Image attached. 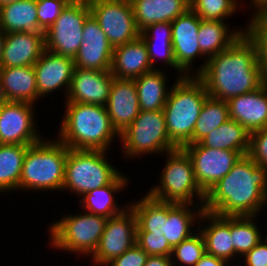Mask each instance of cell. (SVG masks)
Instances as JSON below:
<instances>
[{"mask_svg":"<svg viewBox=\"0 0 267 266\" xmlns=\"http://www.w3.org/2000/svg\"><path fill=\"white\" fill-rule=\"evenodd\" d=\"M197 77L209 96L223 101L256 90L266 82L256 47L245 33L225 51L209 57Z\"/></svg>","mask_w":267,"mask_h":266,"instance_id":"6da1fadb","label":"cell"},{"mask_svg":"<svg viewBox=\"0 0 267 266\" xmlns=\"http://www.w3.org/2000/svg\"><path fill=\"white\" fill-rule=\"evenodd\" d=\"M267 205V168L244 155L206 193L204 210L219 216H257Z\"/></svg>","mask_w":267,"mask_h":266,"instance_id":"7a4b0ae2","label":"cell"},{"mask_svg":"<svg viewBox=\"0 0 267 266\" xmlns=\"http://www.w3.org/2000/svg\"><path fill=\"white\" fill-rule=\"evenodd\" d=\"M57 139L69 149L109 150L119 134L113 128L106 107L66 102Z\"/></svg>","mask_w":267,"mask_h":266,"instance_id":"3957f363","label":"cell"},{"mask_svg":"<svg viewBox=\"0 0 267 266\" xmlns=\"http://www.w3.org/2000/svg\"><path fill=\"white\" fill-rule=\"evenodd\" d=\"M175 80L163 112L170 141L182 148L193 144L195 123L209 94L197 76L177 77Z\"/></svg>","mask_w":267,"mask_h":266,"instance_id":"277c9868","label":"cell"},{"mask_svg":"<svg viewBox=\"0 0 267 266\" xmlns=\"http://www.w3.org/2000/svg\"><path fill=\"white\" fill-rule=\"evenodd\" d=\"M67 155L68 148L57 138L54 141L53 138H43L40 142L28 146L18 191H61Z\"/></svg>","mask_w":267,"mask_h":266,"instance_id":"5b68a950","label":"cell"},{"mask_svg":"<svg viewBox=\"0 0 267 266\" xmlns=\"http://www.w3.org/2000/svg\"><path fill=\"white\" fill-rule=\"evenodd\" d=\"M163 156L167 160L159 175V182L146 194L161 202L204 206L206 194L196 182L188 154L182 148H177ZM196 200L198 203H195Z\"/></svg>","mask_w":267,"mask_h":266,"instance_id":"8992f818","label":"cell"},{"mask_svg":"<svg viewBox=\"0 0 267 266\" xmlns=\"http://www.w3.org/2000/svg\"><path fill=\"white\" fill-rule=\"evenodd\" d=\"M82 212L61 216L49 225L48 243L51 248L90 258L99 244L108 218Z\"/></svg>","mask_w":267,"mask_h":266,"instance_id":"52a82bcc","label":"cell"},{"mask_svg":"<svg viewBox=\"0 0 267 266\" xmlns=\"http://www.w3.org/2000/svg\"><path fill=\"white\" fill-rule=\"evenodd\" d=\"M107 151L69 149L62 190L77 197L111 184L122 172L109 162Z\"/></svg>","mask_w":267,"mask_h":266,"instance_id":"ba28073f","label":"cell"},{"mask_svg":"<svg viewBox=\"0 0 267 266\" xmlns=\"http://www.w3.org/2000/svg\"><path fill=\"white\" fill-rule=\"evenodd\" d=\"M126 159L159 154L177 149L167 133L163 110L140 111L133 122L119 134Z\"/></svg>","mask_w":267,"mask_h":266,"instance_id":"9c48e42d","label":"cell"},{"mask_svg":"<svg viewBox=\"0 0 267 266\" xmlns=\"http://www.w3.org/2000/svg\"><path fill=\"white\" fill-rule=\"evenodd\" d=\"M90 15L88 0H71L45 31V50L75 58L83 39V26Z\"/></svg>","mask_w":267,"mask_h":266,"instance_id":"30bf717a","label":"cell"},{"mask_svg":"<svg viewBox=\"0 0 267 266\" xmlns=\"http://www.w3.org/2000/svg\"><path fill=\"white\" fill-rule=\"evenodd\" d=\"M88 3L90 14L96 19L113 48L140 36L130 0H88Z\"/></svg>","mask_w":267,"mask_h":266,"instance_id":"8fae6325","label":"cell"},{"mask_svg":"<svg viewBox=\"0 0 267 266\" xmlns=\"http://www.w3.org/2000/svg\"><path fill=\"white\" fill-rule=\"evenodd\" d=\"M182 149L190 157L196 182L205 194L244 156L239 151L213 149L200 142L187 144Z\"/></svg>","mask_w":267,"mask_h":266,"instance_id":"7c38bea8","label":"cell"},{"mask_svg":"<svg viewBox=\"0 0 267 266\" xmlns=\"http://www.w3.org/2000/svg\"><path fill=\"white\" fill-rule=\"evenodd\" d=\"M137 221L128 206L121 214L108 218L99 244L90 256L95 266H106L136 244Z\"/></svg>","mask_w":267,"mask_h":266,"instance_id":"4fadbf2b","label":"cell"},{"mask_svg":"<svg viewBox=\"0 0 267 266\" xmlns=\"http://www.w3.org/2000/svg\"><path fill=\"white\" fill-rule=\"evenodd\" d=\"M200 21L201 18L189 8L171 22L174 57L178 68L186 76H197L207 64L208 58L201 52L198 43ZM197 57H205V61L193 71L192 66Z\"/></svg>","mask_w":267,"mask_h":266,"instance_id":"5bb4252c","label":"cell"},{"mask_svg":"<svg viewBox=\"0 0 267 266\" xmlns=\"http://www.w3.org/2000/svg\"><path fill=\"white\" fill-rule=\"evenodd\" d=\"M34 104L8 101L0 106V144L33 145L44 137L37 130Z\"/></svg>","mask_w":267,"mask_h":266,"instance_id":"9a60e30c","label":"cell"},{"mask_svg":"<svg viewBox=\"0 0 267 266\" xmlns=\"http://www.w3.org/2000/svg\"><path fill=\"white\" fill-rule=\"evenodd\" d=\"M113 47L100 28L96 19L90 14L83 26V39L74 66L82 69L110 71Z\"/></svg>","mask_w":267,"mask_h":266,"instance_id":"2e32d148","label":"cell"},{"mask_svg":"<svg viewBox=\"0 0 267 266\" xmlns=\"http://www.w3.org/2000/svg\"><path fill=\"white\" fill-rule=\"evenodd\" d=\"M33 66L38 88V100L55 93L58 89L64 91V98H66L75 67L73 58L45 50Z\"/></svg>","mask_w":267,"mask_h":266,"instance_id":"e0dca14e","label":"cell"},{"mask_svg":"<svg viewBox=\"0 0 267 266\" xmlns=\"http://www.w3.org/2000/svg\"><path fill=\"white\" fill-rule=\"evenodd\" d=\"M114 76L111 71L74 67L65 102L105 106Z\"/></svg>","mask_w":267,"mask_h":266,"instance_id":"ac0fdd59","label":"cell"},{"mask_svg":"<svg viewBox=\"0 0 267 266\" xmlns=\"http://www.w3.org/2000/svg\"><path fill=\"white\" fill-rule=\"evenodd\" d=\"M105 107L113 128L122 133L141 111L134 79L114 77Z\"/></svg>","mask_w":267,"mask_h":266,"instance_id":"d6986e66","label":"cell"},{"mask_svg":"<svg viewBox=\"0 0 267 266\" xmlns=\"http://www.w3.org/2000/svg\"><path fill=\"white\" fill-rule=\"evenodd\" d=\"M226 102L229 118L250 133L267 128V82L256 90L232 97Z\"/></svg>","mask_w":267,"mask_h":266,"instance_id":"ffe728a7","label":"cell"},{"mask_svg":"<svg viewBox=\"0 0 267 266\" xmlns=\"http://www.w3.org/2000/svg\"><path fill=\"white\" fill-rule=\"evenodd\" d=\"M45 51V33H6L0 68L33 66Z\"/></svg>","mask_w":267,"mask_h":266,"instance_id":"44dd1931","label":"cell"},{"mask_svg":"<svg viewBox=\"0 0 267 266\" xmlns=\"http://www.w3.org/2000/svg\"><path fill=\"white\" fill-rule=\"evenodd\" d=\"M202 221L204 226L201 225ZM207 221L208 223L206 224ZM197 227L203 235L206 253L224 259L228 263L232 261L235 263L234 260L238 256L232 244L231 216H219L204 210Z\"/></svg>","mask_w":267,"mask_h":266,"instance_id":"7402d4cb","label":"cell"},{"mask_svg":"<svg viewBox=\"0 0 267 266\" xmlns=\"http://www.w3.org/2000/svg\"><path fill=\"white\" fill-rule=\"evenodd\" d=\"M154 70L147 46L139 36L136 40L113 48L111 73L118 79H135Z\"/></svg>","mask_w":267,"mask_h":266,"instance_id":"603a6c76","label":"cell"},{"mask_svg":"<svg viewBox=\"0 0 267 266\" xmlns=\"http://www.w3.org/2000/svg\"><path fill=\"white\" fill-rule=\"evenodd\" d=\"M123 173H121L111 184L105 185L100 188H96L94 190L85 193L81 196L79 200V204L83 211L101 215L106 218H111L116 215L121 214L128 205L123 207L116 202L115 196L116 194L124 192L125 188L128 186L129 180ZM121 191V192H120ZM125 206V207H124Z\"/></svg>","mask_w":267,"mask_h":266,"instance_id":"cb8c5ba5","label":"cell"},{"mask_svg":"<svg viewBox=\"0 0 267 266\" xmlns=\"http://www.w3.org/2000/svg\"><path fill=\"white\" fill-rule=\"evenodd\" d=\"M137 29L148 25L172 22L190 8V0H130Z\"/></svg>","mask_w":267,"mask_h":266,"instance_id":"d4e9b609","label":"cell"},{"mask_svg":"<svg viewBox=\"0 0 267 266\" xmlns=\"http://www.w3.org/2000/svg\"><path fill=\"white\" fill-rule=\"evenodd\" d=\"M203 211L202 205L167 203V221L164 223L163 235L172 248L198 230L195 225L199 224Z\"/></svg>","mask_w":267,"mask_h":266,"instance_id":"484cf974","label":"cell"},{"mask_svg":"<svg viewBox=\"0 0 267 266\" xmlns=\"http://www.w3.org/2000/svg\"><path fill=\"white\" fill-rule=\"evenodd\" d=\"M140 37L147 46L149 61L153 69L157 59L167 64V67L175 69L178 78L186 75L178 68L172 46L171 22H159L148 25L140 32ZM180 73V74H179Z\"/></svg>","mask_w":267,"mask_h":266,"instance_id":"4316f807","label":"cell"},{"mask_svg":"<svg viewBox=\"0 0 267 266\" xmlns=\"http://www.w3.org/2000/svg\"><path fill=\"white\" fill-rule=\"evenodd\" d=\"M0 77L8 101L36 105L38 88L34 66L0 68Z\"/></svg>","mask_w":267,"mask_h":266,"instance_id":"83f0119b","label":"cell"},{"mask_svg":"<svg viewBox=\"0 0 267 266\" xmlns=\"http://www.w3.org/2000/svg\"><path fill=\"white\" fill-rule=\"evenodd\" d=\"M225 21L203 20L201 19L198 30V43L201 52L207 57L217 55L225 51L234 41H236L245 29H231Z\"/></svg>","mask_w":267,"mask_h":266,"instance_id":"f1b7e54d","label":"cell"},{"mask_svg":"<svg viewBox=\"0 0 267 266\" xmlns=\"http://www.w3.org/2000/svg\"><path fill=\"white\" fill-rule=\"evenodd\" d=\"M168 76L162 69H154L135 78L139 106L141 111L163 110L169 92Z\"/></svg>","mask_w":267,"mask_h":266,"instance_id":"f546056e","label":"cell"},{"mask_svg":"<svg viewBox=\"0 0 267 266\" xmlns=\"http://www.w3.org/2000/svg\"><path fill=\"white\" fill-rule=\"evenodd\" d=\"M0 29L11 32H41L37 17V0H21L0 7Z\"/></svg>","mask_w":267,"mask_h":266,"instance_id":"4dcf8cb0","label":"cell"},{"mask_svg":"<svg viewBox=\"0 0 267 266\" xmlns=\"http://www.w3.org/2000/svg\"><path fill=\"white\" fill-rule=\"evenodd\" d=\"M200 143L213 149L239 151L248 155L250 132L237 121L229 119L212 130Z\"/></svg>","mask_w":267,"mask_h":266,"instance_id":"1f68e13d","label":"cell"},{"mask_svg":"<svg viewBox=\"0 0 267 266\" xmlns=\"http://www.w3.org/2000/svg\"><path fill=\"white\" fill-rule=\"evenodd\" d=\"M127 204L136 216V232L163 234L164 223L167 221L166 202L155 200L145 194L139 200Z\"/></svg>","mask_w":267,"mask_h":266,"instance_id":"d6a6232c","label":"cell"},{"mask_svg":"<svg viewBox=\"0 0 267 266\" xmlns=\"http://www.w3.org/2000/svg\"><path fill=\"white\" fill-rule=\"evenodd\" d=\"M29 145L0 144V193L18 192L23 159ZM3 192V193H2Z\"/></svg>","mask_w":267,"mask_h":266,"instance_id":"836d02e7","label":"cell"},{"mask_svg":"<svg viewBox=\"0 0 267 266\" xmlns=\"http://www.w3.org/2000/svg\"><path fill=\"white\" fill-rule=\"evenodd\" d=\"M257 216H231V235L234 251L240 258L256 246L265 235L256 224ZM240 257V258H239Z\"/></svg>","mask_w":267,"mask_h":266,"instance_id":"e575fe53","label":"cell"},{"mask_svg":"<svg viewBox=\"0 0 267 266\" xmlns=\"http://www.w3.org/2000/svg\"><path fill=\"white\" fill-rule=\"evenodd\" d=\"M226 101L208 96L201 108L193 132V144L199 143L212 130L229 120Z\"/></svg>","mask_w":267,"mask_h":266,"instance_id":"d590c367","label":"cell"},{"mask_svg":"<svg viewBox=\"0 0 267 266\" xmlns=\"http://www.w3.org/2000/svg\"><path fill=\"white\" fill-rule=\"evenodd\" d=\"M241 3L246 5L244 0H241ZM242 4L240 0H190V8L201 19L215 21H226L231 18L242 7L244 9Z\"/></svg>","mask_w":267,"mask_h":266,"instance_id":"8d00e7d4","label":"cell"},{"mask_svg":"<svg viewBox=\"0 0 267 266\" xmlns=\"http://www.w3.org/2000/svg\"><path fill=\"white\" fill-rule=\"evenodd\" d=\"M245 27V34L254 43L257 60L267 82V13H254Z\"/></svg>","mask_w":267,"mask_h":266,"instance_id":"74e56055","label":"cell"},{"mask_svg":"<svg viewBox=\"0 0 267 266\" xmlns=\"http://www.w3.org/2000/svg\"><path fill=\"white\" fill-rule=\"evenodd\" d=\"M205 252V241L198 229L173 248L171 254L172 263L174 266H194Z\"/></svg>","mask_w":267,"mask_h":266,"instance_id":"f35d334b","label":"cell"},{"mask_svg":"<svg viewBox=\"0 0 267 266\" xmlns=\"http://www.w3.org/2000/svg\"><path fill=\"white\" fill-rule=\"evenodd\" d=\"M136 244L149 256H171L173 248L163 234L136 232Z\"/></svg>","mask_w":267,"mask_h":266,"instance_id":"ab89813d","label":"cell"},{"mask_svg":"<svg viewBox=\"0 0 267 266\" xmlns=\"http://www.w3.org/2000/svg\"><path fill=\"white\" fill-rule=\"evenodd\" d=\"M71 0H37L39 29L44 32L56 21Z\"/></svg>","mask_w":267,"mask_h":266,"instance_id":"60d3db41","label":"cell"},{"mask_svg":"<svg viewBox=\"0 0 267 266\" xmlns=\"http://www.w3.org/2000/svg\"><path fill=\"white\" fill-rule=\"evenodd\" d=\"M248 156L258 166L267 168V128L250 133Z\"/></svg>","mask_w":267,"mask_h":266,"instance_id":"b9f144b4","label":"cell"},{"mask_svg":"<svg viewBox=\"0 0 267 266\" xmlns=\"http://www.w3.org/2000/svg\"><path fill=\"white\" fill-rule=\"evenodd\" d=\"M148 256L141 247L135 244L106 266H144Z\"/></svg>","mask_w":267,"mask_h":266,"instance_id":"7bdbcfd3","label":"cell"},{"mask_svg":"<svg viewBox=\"0 0 267 266\" xmlns=\"http://www.w3.org/2000/svg\"><path fill=\"white\" fill-rule=\"evenodd\" d=\"M240 259L244 266H267V239H262Z\"/></svg>","mask_w":267,"mask_h":266,"instance_id":"ee69618b","label":"cell"},{"mask_svg":"<svg viewBox=\"0 0 267 266\" xmlns=\"http://www.w3.org/2000/svg\"><path fill=\"white\" fill-rule=\"evenodd\" d=\"M226 260L215 257L205 252L202 258L194 266H232Z\"/></svg>","mask_w":267,"mask_h":266,"instance_id":"f6af8a7d","label":"cell"},{"mask_svg":"<svg viewBox=\"0 0 267 266\" xmlns=\"http://www.w3.org/2000/svg\"><path fill=\"white\" fill-rule=\"evenodd\" d=\"M144 266H174L171 256H148Z\"/></svg>","mask_w":267,"mask_h":266,"instance_id":"bcb514c9","label":"cell"},{"mask_svg":"<svg viewBox=\"0 0 267 266\" xmlns=\"http://www.w3.org/2000/svg\"><path fill=\"white\" fill-rule=\"evenodd\" d=\"M248 3L255 13H267V0H251Z\"/></svg>","mask_w":267,"mask_h":266,"instance_id":"7dc6e473","label":"cell"},{"mask_svg":"<svg viewBox=\"0 0 267 266\" xmlns=\"http://www.w3.org/2000/svg\"><path fill=\"white\" fill-rule=\"evenodd\" d=\"M5 36H6V33L0 29V67H1V61H2V56H3V46L5 42Z\"/></svg>","mask_w":267,"mask_h":266,"instance_id":"c3c4849f","label":"cell"},{"mask_svg":"<svg viewBox=\"0 0 267 266\" xmlns=\"http://www.w3.org/2000/svg\"><path fill=\"white\" fill-rule=\"evenodd\" d=\"M8 102L7 100V97L5 95V92H4V89H3V86H2V80H1V77H0V106L4 103Z\"/></svg>","mask_w":267,"mask_h":266,"instance_id":"681fc988","label":"cell"},{"mask_svg":"<svg viewBox=\"0 0 267 266\" xmlns=\"http://www.w3.org/2000/svg\"><path fill=\"white\" fill-rule=\"evenodd\" d=\"M17 1H21V0H0V7L10 4V3L17 2Z\"/></svg>","mask_w":267,"mask_h":266,"instance_id":"f907efd6","label":"cell"}]
</instances>
